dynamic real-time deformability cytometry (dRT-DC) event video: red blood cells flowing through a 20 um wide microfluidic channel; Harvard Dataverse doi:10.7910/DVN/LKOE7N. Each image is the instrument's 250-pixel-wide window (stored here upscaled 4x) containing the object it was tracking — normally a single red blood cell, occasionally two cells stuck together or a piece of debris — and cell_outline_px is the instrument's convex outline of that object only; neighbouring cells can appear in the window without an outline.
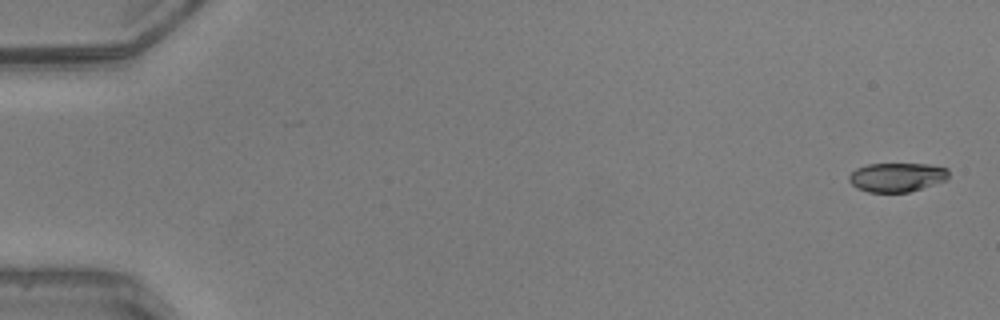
{"species": "common noctule bat (a hibernating species)", "species_latin": "Nyctalus noctula", "temperature_condition": "warm", "stored_images_in_passage": 49, "camera_frame_rate_fps": 3000, "um_per_image_px": 0.085, "animal": {"sex": "male", "body_mass_g": 20.5, "forearm_length_mm": 52.5}, "frame": {"image": 1, "passage_image": 1, "time_ms": 0.0, "image_size_px": [1000, 320], "cell_outline_px": [[948, 180], [908, 192], [868, 192], [856, 188], [848, 180], [848, 176], [856, 168], [868, 164], [928, 164], [948, 168]], "centroid_in_image_um": [76.23, 15.06], "position_along_channel_um": 8.8, "area_um2": 16.94}}
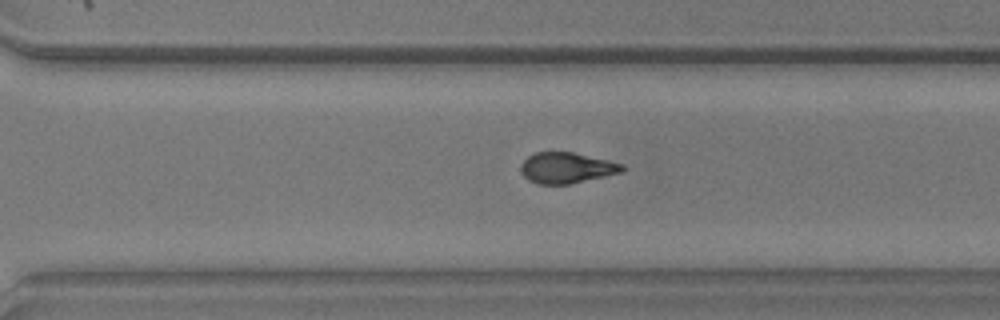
{"frame": {"image": 2, "passage_image": 35, "time_ms": 11.333, "image_size_px": [1000, 320], "cell_outline_px": [[624, 168], [620, 172], [604, 176], [568, 184], [536, 184], [528, 180], [524, 176], [520, 168], [520, 164], [528, 156], [536, 152], [572, 152], [608, 160], [624, 164]], "centroid_in_image_um": [48.12, 14.26], "position_along_channel_um": 322.5, "area_um2": 18.03}}
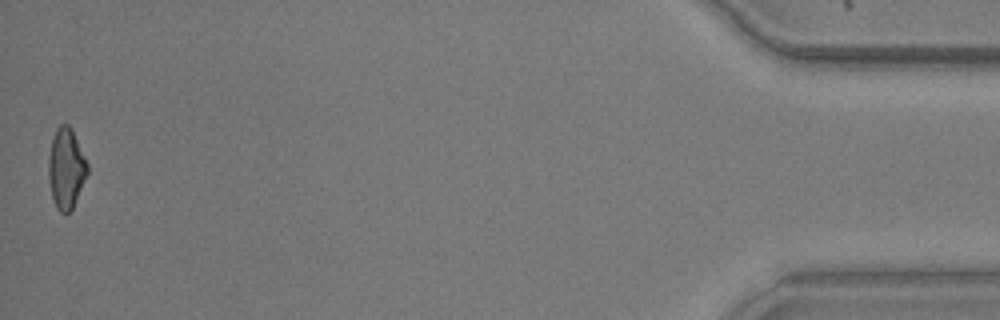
{"frame": {"image": 3, "passage_image": 49, "time_ms": 16.0, "image_size_px": [1000, 320], "cell_outline_px": [[88, 172], [72, 208], [68, 212], [60, 212], [56, 208], [52, 200], [48, 180], [48, 160], [52, 140], [56, 128], [60, 124], [68, 124], [72, 128], [88, 164]], "centroid_in_image_um": [5.6, 14.3], "position_along_channel_um": 429.6, "area_um2": 18.21}, "authors_computed_cell_mechanics": {"area_um2": 18.496, "velocity_mm_per_s": 4.1626, "shape_relaxation_time_tau1_ms": 2.3302, "shape_relaxation_time_tau2_ms": 2.5733, "deformation_change_tau1": 0.1369, "deformation_change_tau2": 0.1092}}